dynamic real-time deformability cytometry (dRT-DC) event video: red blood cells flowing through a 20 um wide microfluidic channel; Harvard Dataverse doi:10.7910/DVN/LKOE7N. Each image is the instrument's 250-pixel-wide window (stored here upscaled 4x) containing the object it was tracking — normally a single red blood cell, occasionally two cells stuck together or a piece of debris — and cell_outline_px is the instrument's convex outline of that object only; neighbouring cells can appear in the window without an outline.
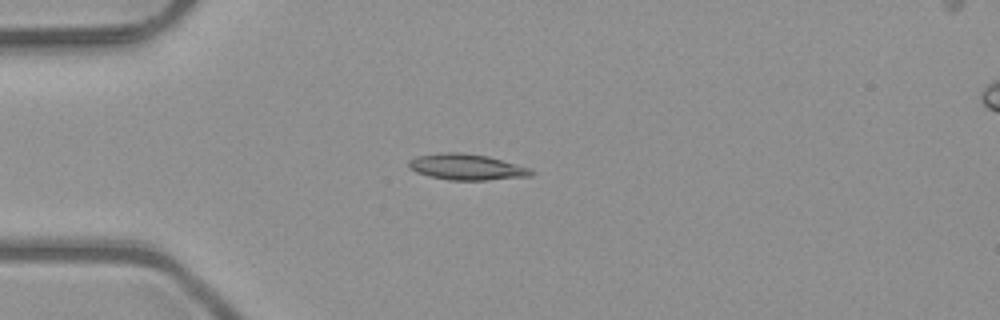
{"species": "common noctule bat (a hibernating species)", "species_latin": "Nyctalus noctula", "temperature_condition": "room temperature", "stored_images_in_passage": 37, "camera_frame_rate_fps": 3000, "um_per_image_px": 0.085, "animal": {"sex": "male", "body_mass_g": 23.1, "forearm_length_mm": 52.7}, "frame": {"image": 1, "passage_image": 3, "time_ms": 0.667, "image_size_px": [1000, 320], "cell_outline_px": [[532, 176], [488, 180], [448, 180], [416, 172], [408, 168], [408, 160], [416, 156], [440, 152], [460, 152], [488, 156], [528, 168], [532, 172]], "centroid_in_image_um": [39.6, 14.19], "position_along_channel_um": 45.4, "area_um2": 18.44}}
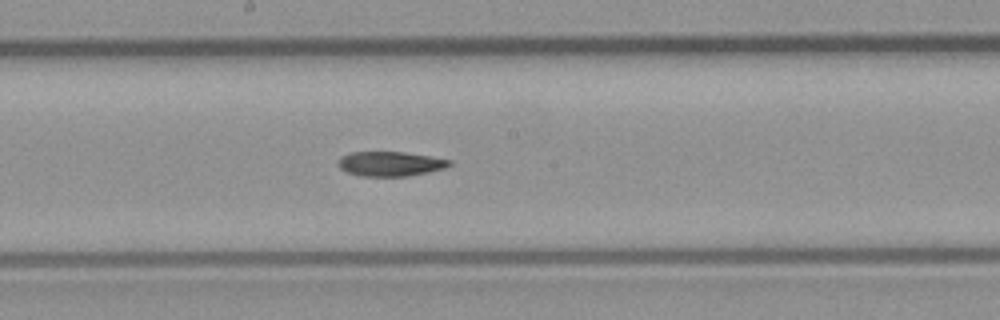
{"frame": {"image": 2, "passage_image": 17, "time_ms": 5.333, "image_size_px": [1000, 320], "cell_outline_px": [[452, 164], [444, 168], [428, 172], [408, 176], [360, 176], [348, 172], [340, 168], [336, 164], [340, 156], [352, 152], [404, 152], [452, 160]], "centroid_in_image_um": [33.15, 13.92], "position_along_channel_um": 215.1, "area_um2": 15.95}}
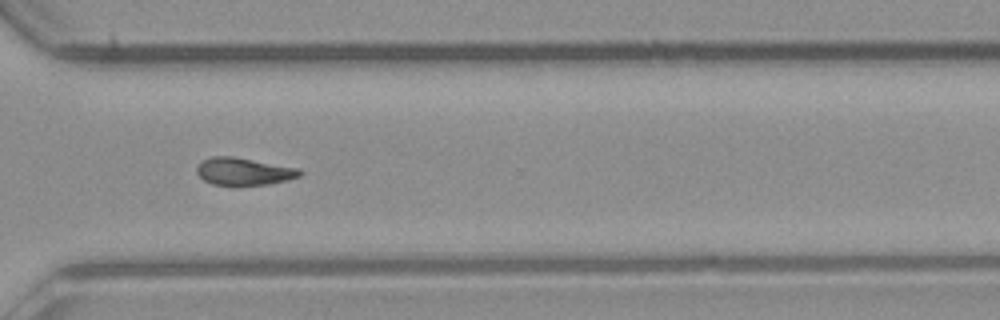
{"frame": {"image": 3, "passage_image": 27, "time_ms": 8.667, "image_size_px": [1000, 320], "cell_outline_px": [[304, 172], [300, 176], [288, 180], [268, 184], [212, 184], [204, 180], [196, 172], [196, 168], [200, 160], [212, 156], [232, 156], [300, 168]], "centroid_in_image_um": [20.73, 14.55], "position_along_channel_um": 349.9, "area_um2": 16.42}, "authors_computed_cell_mechanics": {"area_um2": 16.8198, "velocity_mm_per_s": 4.0634, "shape_relaxation_time_tau1_ms": 9.7691, "shape_relaxation_time_tau2_ms": null, "deformation_change_tau1": 0.1884, "deformation_change_tau2": null}}